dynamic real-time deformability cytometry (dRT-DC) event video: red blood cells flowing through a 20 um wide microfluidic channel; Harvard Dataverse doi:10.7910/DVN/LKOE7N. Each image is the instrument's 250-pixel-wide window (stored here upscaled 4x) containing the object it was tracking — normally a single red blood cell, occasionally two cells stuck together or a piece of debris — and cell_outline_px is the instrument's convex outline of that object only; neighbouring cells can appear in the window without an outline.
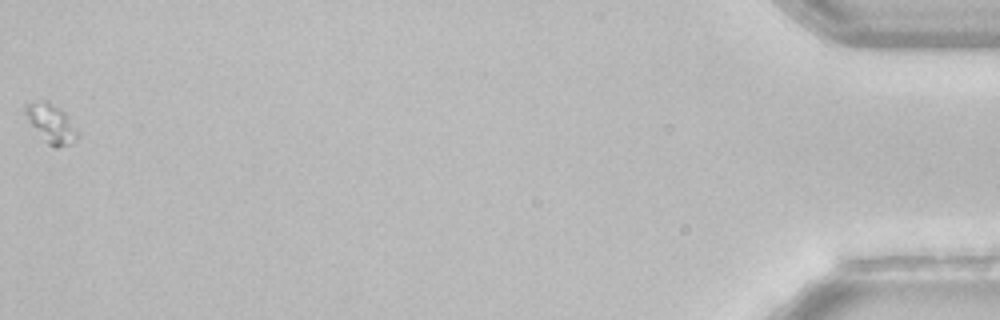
{"species": "common noctule bat (a hibernating species)", "species_latin": "Nyctalus noctula", "temperature_condition": "room temperature", "stored_images_in_passage": 37, "camera_frame_rate_fps": 3000, "um_per_image_px": 0.085, "animal": {"sex": "female", "body_mass_g": 22.7, "forearm_length_mm": 54.2}, "frame": {"image": 1, "passage_image": 37, "time_ms": 12.0, "image_size_px": [1000, 320], "cell_outline_px": [[80, 136], [76, 140], [68, 144], [56, 148], [52, 148], [48, 144], [28, 120], [24, 112], [24, 104], [44, 100], [48, 100], [60, 108], [68, 116]], "centroid_in_image_um": [4.35, 10.47], "position_along_channel_um": 430.8, "area_um2": 11.73}}